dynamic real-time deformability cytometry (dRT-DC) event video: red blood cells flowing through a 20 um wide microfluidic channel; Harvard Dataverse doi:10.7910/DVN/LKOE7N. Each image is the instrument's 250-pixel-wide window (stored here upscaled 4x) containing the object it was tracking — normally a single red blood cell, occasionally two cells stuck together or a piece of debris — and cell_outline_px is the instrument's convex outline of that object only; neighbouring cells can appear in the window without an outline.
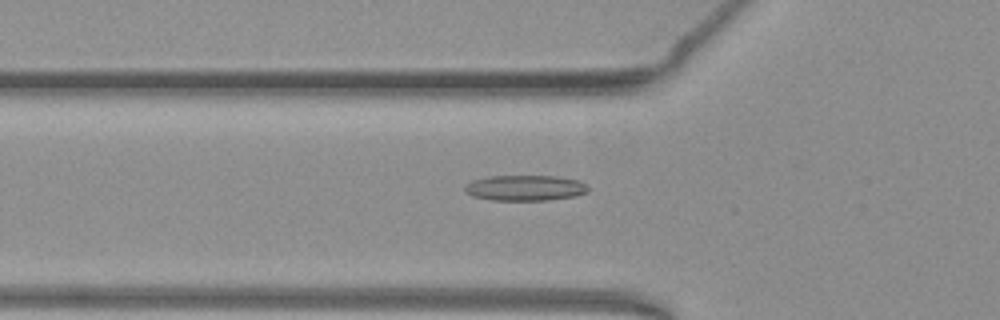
{"species": "common noctule bat (a hibernating species)", "species_latin": "Nyctalus noctula", "temperature_condition": "warm", "stored_images_in_passage": 53, "camera_frame_rate_fps": 3000, "um_per_image_px": 0.085, "animal": {"sex": "female", "body_mass_g": 19.3, "forearm_length_mm": 54.1}, "frame": {"image": 1, "passage_image": 19, "time_ms": 6.0, "image_size_px": [1000, 320], "cell_outline_px": [[588, 192], [576, 196], [548, 200], [492, 200], [472, 196], [464, 192], [464, 188], [472, 180], [492, 176], [556, 176], [580, 180], [588, 188]], "centroid_in_image_um": [44.64, 15.97], "position_along_channel_um": 81.2, "area_um2": 18.38}}
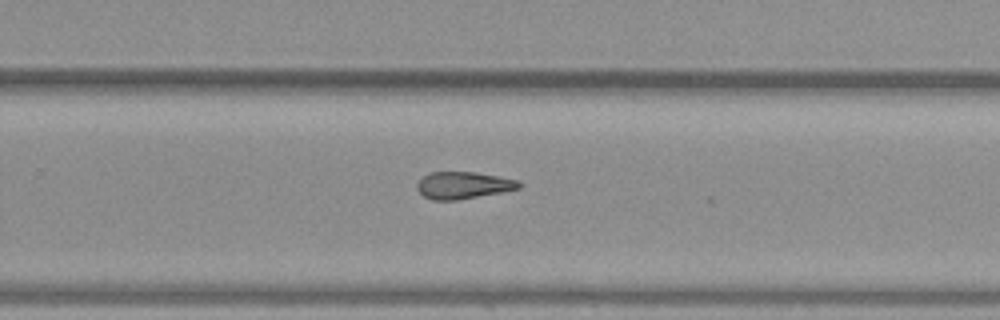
{"frame": {"image": 2, "passage_image": 35, "time_ms": 11.333, "image_size_px": [1000, 320], "cell_outline_px": [[520, 188], [500, 192], [456, 200], [432, 200], [424, 196], [416, 188], [416, 184], [424, 176], [432, 172], [476, 172], [500, 176], [516, 180], [520, 184]], "centroid_in_image_um": [39.35, 15.74], "position_along_channel_um": 290.5, "area_um2": 15.84}}
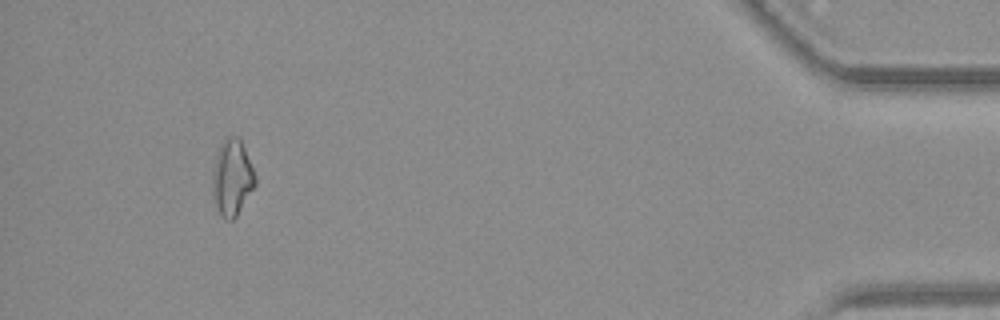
{"frame": {"image": 3, "passage_image": 50, "time_ms": 16.333, "image_size_px": [1000, 320], "cell_outline_px": [[256, 184], [236, 216], [232, 220], [224, 220], [220, 216], [216, 208], [212, 196], [212, 168], [216, 152], [220, 144], [224, 140], [232, 136], [240, 136], [256, 176]], "centroid_in_image_um": [19.7, 15.1], "position_along_channel_um": 415.5, "area_um2": 19.31}, "authors_computed_cell_mechanics": {"area_um2": 17.2822, "velocity_mm_per_s": 3.9202, "shape_relaxation_time_tau1_ms": null, "shape_relaxation_time_tau2_ms": 5.996, "deformation_change_tau1": null, "deformation_change_tau2": 0.1732}}